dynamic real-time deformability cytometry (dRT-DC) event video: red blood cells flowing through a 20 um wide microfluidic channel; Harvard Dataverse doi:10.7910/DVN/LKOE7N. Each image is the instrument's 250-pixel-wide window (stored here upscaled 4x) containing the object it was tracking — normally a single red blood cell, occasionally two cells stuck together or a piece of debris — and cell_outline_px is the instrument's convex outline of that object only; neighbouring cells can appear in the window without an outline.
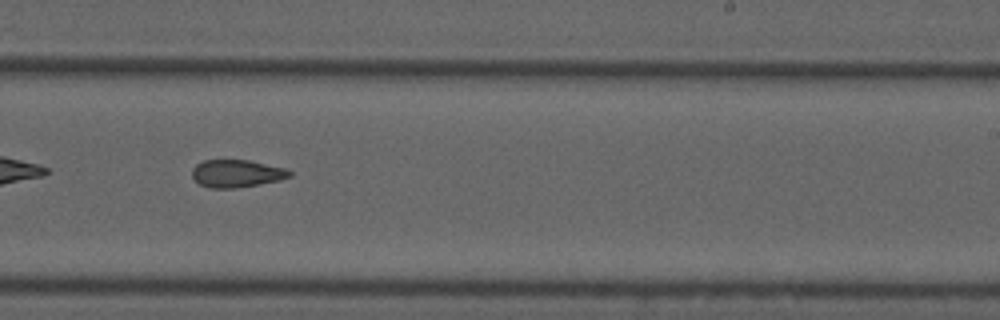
{"species": "common noctule bat (a hibernating species)", "species_latin": "Nyctalus noctula", "temperature_condition": "cold", "stored_images_in_passage": 50, "camera_frame_rate_fps": 3000, "um_per_image_px": 0.085, "animal": {"sex": "male", "forearm_length_mm": 52.5}, "frame": {"image": 1, "passage_image": 29, "time_ms": 9.333, "image_size_px": [1000, 320], "cell_outline_px": [[292, 176], [280, 180], [236, 188], [208, 188], [200, 184], [192, 176], [192, 168], [196, 164], [204, 160], [248, 160], [284, 168], [292, 172]], "centroid_in_image_um": [20.1, 14.75], "position_along_channel_um": 268.9, "area_um2": 15.61}}
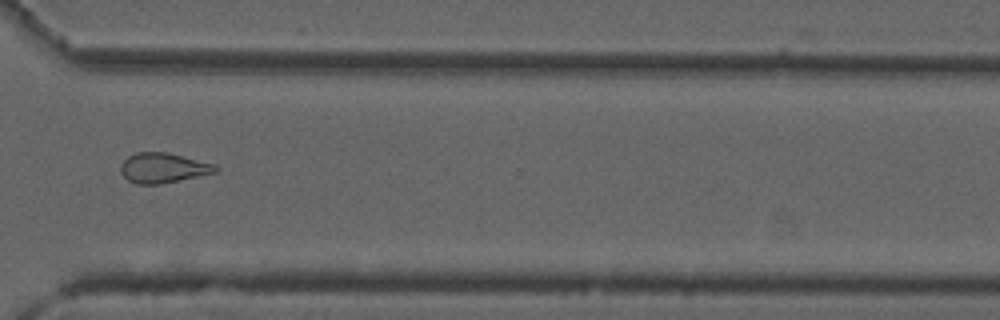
{"frame": {"image": 2, "passage_image": 36, "time_ms": 11.667, "image_size_px": [1000, 320], "cell_outline_px": [[220, 168], [216, 172], [160, 184], [136, 184], [128, 180], [120, 172], [120, 164], [128, 156], [136, 152], [168, 152], [216, 164]], "centroid_in_image_um": [13.86, 14.26], "position_along_channel_um": 356.7, "area_um2": 16.65}}